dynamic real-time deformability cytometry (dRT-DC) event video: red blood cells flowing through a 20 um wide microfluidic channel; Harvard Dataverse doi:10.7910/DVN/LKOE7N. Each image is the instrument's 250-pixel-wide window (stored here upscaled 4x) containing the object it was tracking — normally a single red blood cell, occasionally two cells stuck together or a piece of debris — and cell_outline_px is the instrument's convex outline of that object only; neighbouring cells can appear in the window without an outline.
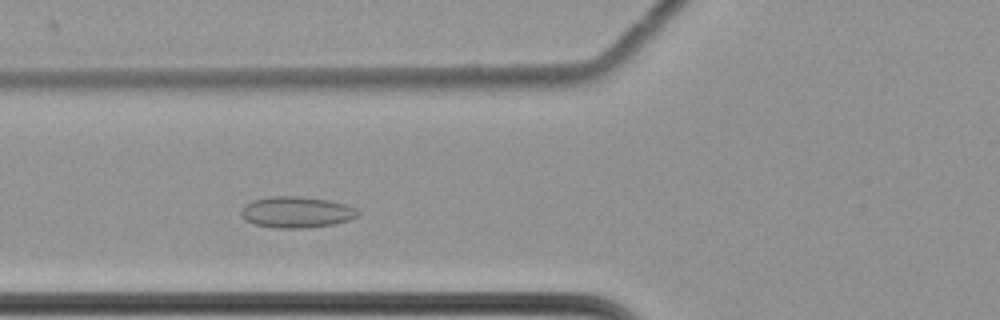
{"species": "common noctule bat (a hibernating species)", "species_latin": "Nyctalus noctula", "temperature_condition": "cold", "stored_images_in_passage": 53, "camera_frame_rate_fps": 3000, "um_per_image_px": 0.085, "animal": {"sex": "female", "body_mass_g": 22.7, "forearm_length_mm": 54.2}, "frame": {"image": 1, "passage_image": 16, "time_ms": 5.0, "image_size_px": [1000, 320], "cell_outline_px": [[360, 212], [356, 216], [348, 220], [332, 224], [304, 228], [276, 228], [256, 224], [244, 220], [240, 216], [240, 208], [244, 204], [252, 200], [272, 196], [300, 196], [328, 200], [344, 204], [356, 208]], "centroid_in_image_um": [25.14, 18.02], "position_along_channel_um": 100.7, "area_um2": 21.27}}
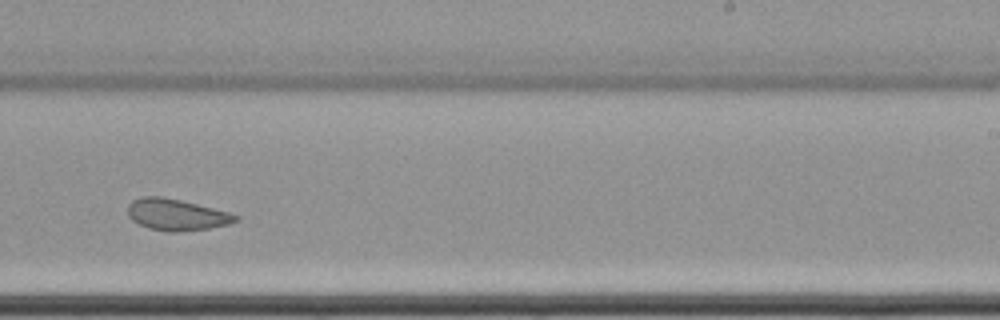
{"frame": {"image": 2, "passage_image": 31, "time_ms": 10.0, "image_size_px": [1000, 320], "cell_outline_px": [[240, 220], [228, 224], [208, 228], [180, 232], [168, 232], [148, 228], [132, 220], [128, 216], [128, 204], [132, 200], [144, 196], [160, 196], [180, 200], [228, 212], [240, 216]], "centroid_in_image_um": [14.99, 18.25], "position_along_channel_um": 274.0, "area_um2": 19.71}}
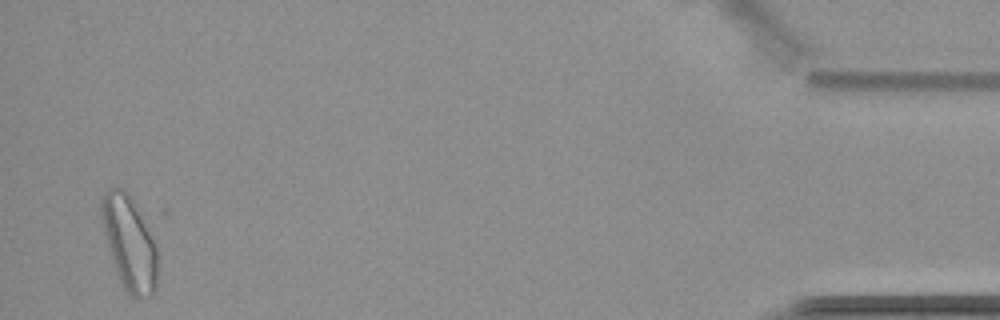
{"frame": {"image": 3, "passage_image": 51, "time_ms": 16.667, "image_size_px": [1000, 320], "cell_outline_px": [[160, 260], [156, 288], [148, 296], [136, 300], [124, 288], [112, 264], [100, 216], [100, 200], [104, 192], [108, 188], [124, 188], [128, 192], [136, 204], [156, 244]], "centroid_in_image_um": [11.01, 20.66], "position_along_channel_um": 424.2, "area_um2": 31.39}, "authors_computed_cell_mechanics": {"area_um2": 22.6576, "velocity_mm_per_s": 3.4728, "shape_relaxation_time_tau1_ms": null, "shape_relaxation_time_tau2_ms": 2.7439, "deformation_change_tau1": null, "deformation_change_tau2": 0.084}}